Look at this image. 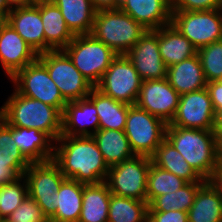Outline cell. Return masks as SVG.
Returning a JSON list of instances; mask_svg holds the SVG:
<instances>
[{
    "mask_svg": "<svg viewBox=\"0 0 222 222\" xmlns=\"http://www.w3.org/2000/svg\"><path fill=\"white\" fill-rule=\"evenodd\" d=\"M12 138L30 163L53 159L55 142L44 132L34 128L11 126Z\"/></svg>",
    "mask_w": 222,
    "mask_h": 222,
    "instance_id": "cell-20",
    "label": "cell"
},
{
    "mask_svg": "<svg viewBox=\"0 0 222 222\" xmlns=\"http://www.w3.org/2000/svg\"><path fill=\"white\" fill-rule=\"evenodd\" d=\"M206 89L217 118L222 117V81L207 82Z\"/></svg>",
    "mask_w": 222,
    "mask_h": 222,
    "instance_id": "cell-40",
    "label": "cell"
},
{
    "mask_svg": "<svg viewBox=\"0 0 222 222\" xmlns=\"http://www.w3.org/2000/svg\"><path fill=\"white\" fill-rule=\"evenodd\" d=\"M74 35L91 34L96 10L90 0H53Z\"/></svg>",
    "mask_w": 222,
    "mask_h": 222,
    "instance_id": "cell-29",
    "label": "cell"
},
{
    "mask_svg": "<svg viewBox=\"0 0 222 222\" xmlns=\"http://www.w3.org/2000/svg\"><path fill=\"white\" fill-rule=\"evenodd\" d=\"M10 8L8 7L5 0H0V16H2L5 20L10 12Z\"/></svg>",
    "mask_w": 222,
    "mask_h": 222,
    "instance_id": "cell-46",
    "label": "cell"
},
{
    "mask_svg": "<svg viewBox=\"0 0 222 222\" xmlns=\"http://www.w3.org/2000/svg\"><path fill=\"white\" fill-rule=\"evenodd\" d=\"M210 181L213 183V185L218 189L221 197H222V160L220 161L219 165L217 166V169L210 179Z\"/></svg>",
    "mask_w": 222,
    "mask_h": 222,
    "instance_id": "cell-43",
    "label": "cell"
},
{
    "mask_svg": "<svg viewBox=\"0 0 222 222\" xmlns=\"http://www.w3.org/2000/svg\"><path fill=\"white\" fill-rule=\"evenodd\" d=\"M187 213L189 222H222V197L211 181L198 189Z\"/></svg>",
    "mask_w": 222,
    "mask_h": 222,
    "instance_id": "cell-24",
    "label": "cell"
},
{
    "mask_svg": "<svg viewBox=\"0 0 222 222\" xmlns=\"http://www.w3.org/2000/svg\"><path fill=\"white\" fill-rule=\"evenodd\" d=\"M148 202L111 194L108 222H147Z\"/></svg>",
    "mask_w": 222,
    "mask_h": 222,
    "instance_id": "cell-32",
    "label": "cell"
},
{
    "mask_svg": "<svg viewBox=\"0 0 222 222\" xmlns=\"http://www.w3.org/2000/svg\"><path fill=\"white\" fill-rule=\"evenodd\" d=\"M83 198V183L65 179L57 192V209L49 222H78Z\"/></svg>",
    "mask_w": 222,
    "mask_h": 222,
    "instance_id": "cell-26",
    "label": "cell"
},
{
    "mask_svg": "<svg viewBox=\"0 0 222 222\" xmlns=\"http://www.w3.org/2000/svg\"><path fill=\"white\" fill-rule=\"evenodd\" d=\"M158 47L167 68L197 54V49L172 23L158 29Z\"/></svg>",
    "mask_w": 222,
    "mask_h": 222,
    "instance_id": "cell-23",
    "label": "cell"
},
{
    "mask_svg": "<svg viewBox=\"0 0 222 222\" xmlns=\"http://www.w3.org/2000/svg\"><path fill=\"white\" fill-rule=\"evenodd\" d=\"M215 135L220 155L222 156V117H218L215 127Z\"/></svg>",
    "mask_w": 222,
    "mask_h": 222,
    "instance_id": "cell-44",
    "label": "cell"
},
{
    "mask_svg": "<svg viewBox=\"0 0 222 222\" xmlns=\"http://www.w3.org/2000/svg\"><path fill=\"white\" fill-rule=\"evenodd\" d=\"M52 160L66 179L83 184L104 182L109 171L92 136L61 135L55 141Z\"/></svg>",
    "mask_w": 222,
    "mask_h": 222,
    "instance_id": "cell-1",
    "label": "cell"
},
{
    "mask_svg": "<svg viewBox=\"0 0 222 222\" xmlns=\"http://www.w3.org/2000/svg\"><path fill=\"white\" fill-rule=\"evenodd\" d=\"M166 79L179 95L200 90L207 85L197 54L168 67Z\"/></svg>",
    "mask_w": 222,
    "mask_h": 222,
    "instance_id": "cell-22",
    "label": "cell"
},
{
    "mask_svg": "<svg viewBox=\"0 0 222 222\" xmlns=\"http://www.w3.org/2000/svg\"><path fill=\"white\" fill-rule=\"evenodd\" d=\"M37 59L47 68L50 78L67 102L87 98L94 88L64 50H50L39 54Z\"/></svg>",
    "mask_w": 222,
    "mask_h": 222,
    "instance_id": "cell-7",
    "label": "cell"
},
{
    "mask_svg": "<svg viewBox=\"0 0 222 222\" xmlns=\"http://www.w3.org/2000/svg\"><path fill=\"white\" fill-rule=\"evenodd\" d=\"M98 130L96 106L88 97L67 102L62 113L61 135L92 136Z\"/></svg>",
    "mask_w": 222,
    "mask_h": 222,
    "instance_id": "cell-18",
    "label": "cell"
},
{
    "mask_svg": "<svg viewBox=\"0 0 222 222\" xmlns=\"http://www.w3.org/2000/svg\"><path fill=\"white\" fill-rule=\"evenodd\" d=\"M150 158L154 165L175 174L186 182H206L166 138Z\"/></svg>",
    "mask_w": 222,
    "mask_h": 222,
    "instance_id": "cell-30",
    "label": "cell"
},
{
    "mask_svg": "<svg viewBox=\"0 0 222 222\" xmlns=\"http://www.w3.org/2000/svg\"><path fill=\"white\" fill-rule=\"evenodd\" d=\"M180 95L166 78L142 81L136 105L170 124L174 118Z\"/></svg>",
    "mask_w": 222,
    "mask_h": 222,
    "instance_id": "cell-14",
    "label": "cell"
},
{
    "mask_svg": "<svg viewBox=\"0 0 222 222\" xmlns=\"http://www.w3.org/2000/svg\"><path fill=\"white\" fill-rule=\"evenodd\" d=\"M171 23L197 50L222 39V9L172 11Z\"/></svg>",
    "mask_w": 222,
    "mask_h": 222,
    "instance_id": "cell-11",
    "label": "cell"
},
{
    "mask_svg": "<svg viewBox=\"0 0 222 222\" xmlns=\"http://www.w3.org/2000/svg\"><path fill=\"white\" fill-rule=\"evenodd\" d=\"M0 118L13 127L38 129L54 142L61 136L62 113L56 107L28 98L15 90L0 107Z\"/></svg>",
    "mask_w": 222,
    "mask_h": 222,
    "instance_id": "cell-3",
    "label": "cell"
},
{
    "mask_svg": "<svg viewBox=\"0 0 222 222\" xmlns=\"http://www.w3.org/2000/svg\"><path fill=\"white\" fill-rule=\"evenodd\" d=\"M41 20L45 34V52L63 50L74 38L60 9L53 1L41 2Z\"/></svg>",
    "mask_w": 222,
    "mask_h": 222,
    "instance_id": "cell-21",
    "label": "cell"
},
{
    "mask_svg": "<svg viewBox=\"0 0 222 222\" xmlns=\"http://www.w3.org/2000/svg\"><path fill=\"white\" fill-rule=\"evenodd\" d=\"M111 192L104 181L83 184L82 209L78 222H108Z\"/></svg>",
    "mask_w": 222,
    "mask_h": 222,
    "instance_id": "cell-25",
    "label": "cell"
},
{
    "mask_svg": "<svg viewBox=\"0 0 222 222\" xmlns=\"http://www.w3.org/2000/svg\"><path fill=\"white\" fill-rule=\"evenodd\" d=\"M167 124L160 118L129 105L124 132L135 155L151 157L163 142Z\"/></svg>",
    "mask_w": 222,
    "mask_h": 222,
    "instance_id": "cell-6",
    "label": "cell"
},
{
    "mask_svg": "<svg viewBox=\"0 0 222 222\" xmlns=\"http://www.w3.org/2000/svg\"><path fill=\"white\" fill-rule=\"evenodd\" d=\"M38 58V54L5 21L0 26V64L5 76L10 79L17 71L23 69Z\"/></svg>",
    "mask_w": 222,
    "mask_h": 222,
    "instance_id": "cell-16",
    "label": "cell"
},
{
    "mask_svg": "<svg viewBox=\"0 0 222 222\" xmlns=\"http://www.w3.org/2000/svg\"><path fill=\"white\" fill-rule=\"evenodd\" d=\"M23 176L27 182L28 196L41 207L43 214L49 219L57 209V192L66 177L52 159L30 163Z\"/></svg>",
    "mask_w": 222,
    "mask_h": 222,
    "instance_id": "cell-8",
    "label": "cell"
},
{
    "mask_svg": "<svg viewBox=\"0 0 222 222\" xmlns=\"http://www.w3.org/2000/svg\"><path fill=\"white\" fill-rule=\"evenodd\" d=\"M63 50L94 87L118 55L92 34L75 35Z\"/></svg>",
    "mask_w": 222,
    "mask_h": 222,
    "instance_id": "cell-5",
    "label": "cell"
},
{
    "mask_svg": "<svg viewBox=\"0 0 222 222\" xmlns=\"http://www.w3.org/2000/svg\"><path fill=\"white\" fill-rule=\"evenodd\" d=\"M117 1V9L125 2V0H116Z\"/></svg>",
    "mask_w": 222,
    "mask_h": 222,
    "instance_id": "cell-47",
    "label": "cell"
},
{
    "mask_svg": "<svg viewBox=\"0 0 222 222\" xmlns=\"http://www.w3.org/2000/svg\"><path fill=\"white\" fill-rule=\"evenodd\" d=\"M39 55L45 53V34L41 20V2L11 9L6 20Z\"/></svg>",
    "mask_w": 222,
    "mask_h": 222,
    "instance_id": "cell-17",
    "label": "cell"
},
{
    "mask_svg": "<svg viewBox=\"0 0 222 222\" xmlns=\"http://www.w3.org/2000/svg\"><path fill=\"white\" fill-rule=\"evenodd\" d=\"M217 116L205 88L180 95L178 108L170 125L176 127L215 130Z\"/></svg>",
    "mask_w": 222,
    "mask_h": 222,
    "instance_id": "cell-13",
    "label": "cell"
},
{
    "mask_svg": "<svg viewBox=\"0 0 222 222\" xmlns=\"http://www.w3.org/2000/svg\"><path fill=\"white\" fill-rule=\"evenodd\" d=\"M147 222H189L188 213L175 211H148Z\"/></svg>",
    "mask_w": 222,
    "mask_h": 222,
    "instance_id": "cell-39",
    "label": "cell"
},
{
    "mask_svg": "<svg viewBox=\"0 0 222 222\" xmlns=\"http://www.w3.org/2000/svg\"><path fill=\"white\" fill-rule=\"evenodd\" d=\"M165 138L205 181H210L222 160L215 130L192 129L167 124Z\"/></svg>",
    "mask_w": 222,
    "mask_h": 222,
    "instance_id": "cell-2",
    "label": "cell"
},
{
    "mask_svg": "<svg viewBox=\"0 0 222 222\" xmlns=\"http://www.w3.org/2000/svg\"><path fill=\"white\" fill-rule=\"evenodd\" d=\"M10 9L30 6L35 4L32 0H5Z\"/></svg>",
    "mask_w": 222,
    "mask_h": 222,
    "instance_id": "cell-45",
    "label": "cell"
},
{
    "mask_svg": "<svg viewBox=\"0 0 222 222\" xmlns=\"http://www.w3.org/2000/svg\"><path fill=\"white\" fill-rule=\"evenodd\" d=\"M96 11L117 9L116 0H90Z\"/></svg>",
    "mask_w": 222,
    "mask_h": 222,
    "instance_id": "cell-42",
    "label": "cell"
},
{
    "mask_svg": "<svg viewBox=\"0 0 222 222\" xmlns=\"http://www.w3.org/2000/svg\"><path fill=\"white\" fill-rule=\"evenodd\" d=\"M35 4L39 2H47V1H53V0H32Z\"/></svg>",
    "mask_w": 222,
    "mask_h": 222,
    "instance_id": "cell-48",
    "label": "cell"
},
{
    "mask_svg": "<svg viewBox=\"0 0 222 222\" xmlns=\"http://www.w3.org/2000/svg\"><path fill=\"white\" fill-rule=\"evenodd\" d=\"M119 9L147 30H157L172 20V0H125Z\"/></svg>",
    "mask_w": 222,
    "mask_h": 222,
    "instance_id": "cell-19",
    "label": "cell"
},
{
    "mask_svg": "<svg viewBox=\"0 0 222 222\" xmlns=\"http://www.w3.org/2000/svg\"><path fill=\"white\" fill-rule=\"evenodd\" d=\"M92 137L108 167L135 156L124 131L99 129Z\"/></svg>",
    "mask_w": 222,
    "mask_h": 222,
    "instance_id": "cell-27",
    "label": "cell"
},
{
    "mask_svg": "<svg viewBox=\"0 0 222 222\" xmlns=\"http://www.w3.org/2000/svg\"><path fill=\"white\" fill-rule=\"evenodd\" d=\"M222 9V0H172V11Z\"/></svg>",
    "mask_w": 222,
    "mask_h": 222,
    "instance_id": "cell-38",
    "label": "cell"
},
{
    "mask_svg": "<svg viewBox=\"0 0 222 222\" xmlns=\"http://www.w3.org/2000/svg\"><path fill=\"white\" fill-rule=\"evenodd\" d=\"M96 106L99 129L124 131L129 104L113 99L101 93L95 87L87 96Z\"/></svg>",
    "mask_w": 222,
    "mask_h": 222,
    "instance_id": "cell-28",
    "label": "cell"
},
{
    "mask_svg": "<svg viewBox=\"0 0 222 222\" xmlns=\"http://www.w3.org/2000/svg\"><path fill=\"white\" fill-rule=\"evenodd\" d=\"M10 81L17 93L56 107L63 113L67 101L50 78L47 68L38 59L17 71Z\"/></svg>",
    "mask_w": 222,
    "mask_h": 222,
    "instance_id": "cell-9",
    "label": "cell"
},
{
    "mask_svg": "<svg viewBox=\"0 0 222 222\" xmlns=\"http://www.w3.org/2000/svg\"><path fill=\"white\" fill-rule=\"evenodd\" d=\"M142 81L166 78L167 67L158 47V29L147 30L126 54Z\"/></svg>",
    "mask_w": 222,
    "mask_h": 222,
    "instance_id": "cell-15",
    "label": "cell"
},
{
    "mask_svg": "<svg viewBox=\"0 0 222 222\" xmlns=\"http://www.w3.org/2000/svg\"><path fill=\"white\" fill-rule=\"evenodd\" d=\"M142 79L130 59L117 55L95 86L101 93L129 105L136 104Z\"/></svg>",
    "mask_w": 222,
    "mask_h": 222,
    "instance_id": "cell-12",
    "label": "cell"
},
{
    "mask_svg": "<svg viewBox=\"0 0 222 222\" xmlns=\"http://www.w3.org/2000/svg\"><path fill=\"white\" fill-rule=\"evenodd\" d=\"M186 183L185 180L151 162L148 172L146 201L149 204L155 197L175 192Z\"/></svg>",
    "mask_w": 222,
    "mask_h": 222,
    "instance_id": "cell-33",
    "label": "cell"
},
{
    "mask_svg": "<svg viewBox=\"0 0 222 222\" xmlns=\"http://www.w3.org/2000/svg\"><path fill=\"white\" fill-rule=\"evenodd\" d=\"M4 22H5V19H4L2 16H0V26H1Z\"/></svg>",
    "mask_w": 222,
    "mask_h": 222,
    "instance_id": "cell-49",
    "label": "cell"
},
{
    "mask_svg": "<svg viewBox=\"0 0 222 222\" xmlns=\"http://www.w3.org/2000/svg\"><path fill=\"white\" fill-rule=\"evenodd\" d=\"M0 222H4V219L0 217Z\"/></svg>",
    "mask_w": 222,
    "mask_h": 222,
    "instance_id": "cell-50",
    "label": "cell"
},
{
    "mask_svg": "<svg viewBox=\"0 0 222 222\" xmlns=\"http://www.w3.org/2000/svg\"><path fill=\"white\" fill-rule=\"evenodd\" d=\"M0 164L14 167L22 176L30 165L12 138L11 126L2 118H0Z\"/></svg>",
    "mask_w": 222,
    "mask_h": 222,
    "instance_id": "cell-34",
    "label": "cell"
},
{
    "mask_svg": "<svg viewBox=\"0 0 222 222\" xmlns=\"http://www.w3.org/2000/svg\"><path fill=\"white\" fill-rule=\"evenodd\" d=\"M5 220L7 222H49L41 207L29 196Z\"/></svg>",
    "mask_w": 222,
    "mask_h": 222,
    "instance_id": "cell-37",
    "label": "cell"
},
{
    "mask_svg": "<svg viewBox=\"0 0 222 222\" xmlns=\"http://www.w3.org/2000/svg\"><path fill=\"white\" fill-rule=\"evenodd\" d=\"M151 158L135 155L109 167L106 183L111 194L146 201Z\"/></svg>",
    "mask_w": 222,
    "mask_h": 222,
    "instance_id": "cell-10",
    "label": "cell"
},
{
    "mask_svg": "<svg viewBox=\"0 0 222 222\" xmlns=\"http://www.w3.org/2000/svg\"><path fill=\"white\" fill-rule=\"evenodd\" d=\"M22 175L14 168L7 164H0V186L14 182Z\"/></svg>",
    "mask_w": 222,
    "mask_h": 222,
    "instance_id": "cell-41",
    "label": "cell"
},
{
    "mask_svg": "<svg viewBox=\"0 0 222 222\" xmlns=\"http://www.w3.org/2000/svg\"><path fill=\"white\" fill-rule=\"evenodd\" d=\"M205 182H187L183 187L175 192H169L155 197L148 204V211H175L188 212L194 203L198 189Z\"/></svg>",
    "mask_w": 222,
    "mask_h": 222,
    "instance_id": "cell-31",
    "label": "cell"
},
{
    "mask_svg": "<svg viewBox=\"0 0 222 222\" xmlns=\"http://www.w3.org/2000/svg\"><path fill=\"white\" fill-rule=\"evenodd\" d=\"M147 29L120 9L96 11L91 34L116 54H126Z\"/></svg>",
    "mask_w": 222,
    "mask_h": 222,
    "instance_id": "cell-4",
    "label": "cell"
},
{
    "mask_svg": "<svg viewBox=\"0 0 222 222\" xmlns=\"http://www.w3.org/2000/svg\"><path fill=\"white\" fill-rule=\"evenodd\" d=\"M206 82L222 81V39L197 50Z\"/></svg>",
    "mask_w": 222,
    "mask_h": 222,
    "instance_id": "cell-35",
    "label": "cell"
},
{
    "mask_svg": "<svg viewBox=\"0 0 222 222\" xmlns=\"http://www.w3.org/2000/svg\"><path fill=\"white\" fill-rule=\"evenodd\" d=\"M27 196L28 188L24 176L0 186V217L5 220Z\"/></svg>",
    "mask_w": 222,
    "mask_h": 222,
    "instance_id": "cell-36",
    "label": "cell"
}]
</instances>
